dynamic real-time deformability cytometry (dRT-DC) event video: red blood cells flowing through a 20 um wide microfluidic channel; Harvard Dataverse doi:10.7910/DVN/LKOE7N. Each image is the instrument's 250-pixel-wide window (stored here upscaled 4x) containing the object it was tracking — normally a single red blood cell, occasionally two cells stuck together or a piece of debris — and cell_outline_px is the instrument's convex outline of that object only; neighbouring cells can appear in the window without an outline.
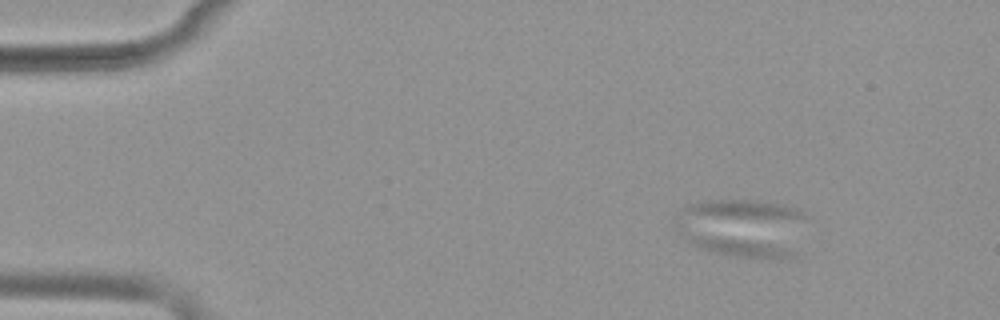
{"species": "common noctule bat (a hibernating species)", "species_latin": "Nyctalus noctula", "temperature_condition": "warm", "stored_images_in_passage": 56, "camera_frame_rate_fps": 3000, "um_per_image_px": 0.085, "animal": {"sex": "female", "body_mass_g": 19.9}, "frame": {"image": 1, "passage_image": 8, "time_ms": 2.333, "image_size_px": [1000, 320], "cell_outline_px": [[788, 256], [728, 256], [704, 248], [688, 240], [680, 232], [676, 224], [680, 224], [768, 244], [788, 252]], "centroid_in_image_um": [61.94, 20.69], "position_along_channel_um": 23.1, "area_um2": 12.02}}